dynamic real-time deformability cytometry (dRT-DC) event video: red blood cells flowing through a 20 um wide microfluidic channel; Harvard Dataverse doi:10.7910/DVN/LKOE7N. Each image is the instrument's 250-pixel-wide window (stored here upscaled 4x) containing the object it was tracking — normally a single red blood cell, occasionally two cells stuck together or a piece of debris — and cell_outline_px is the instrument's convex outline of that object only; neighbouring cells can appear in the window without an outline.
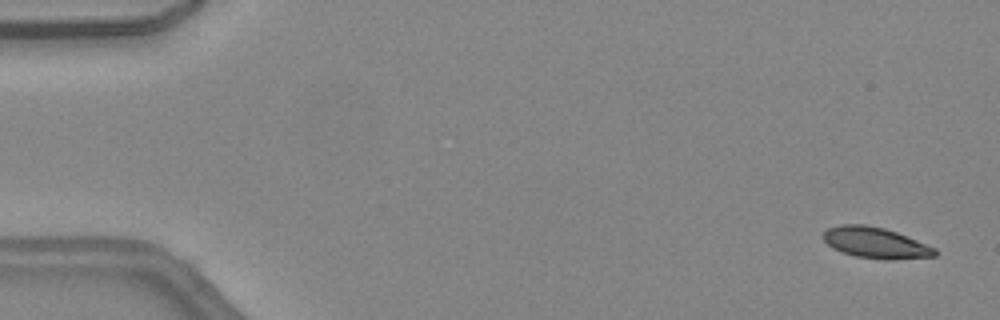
{"species": "common noctule bat (a hibernating species)", "species_latin": "Nyctalus noctula", "temperature_condition": "warm", "stored_images_in_passage": 46, "camera_frame_rate_fps": 3000, "um_per_image_px": 0.085, "animal": {"sex": "female", "body_mass_g": 24.6, "forearm_length_mm": 56.2}, "frame": {"image": 1, "passage_image": 2, "time_ms": 0.333, "image_size_px": [1000, 320], "cell_outline_px": [[936, 256], [892, 260], [884, 260], [856, 256], [832, 248], [820, 236], [828, 228], [840, 224], [864, 224], [884, 228], [896, 232], [936, 248]], "centroid_in_image_um": [74.4, 20.63], "position_along_channel_um": 10.6, "area_um2": 20.11}}
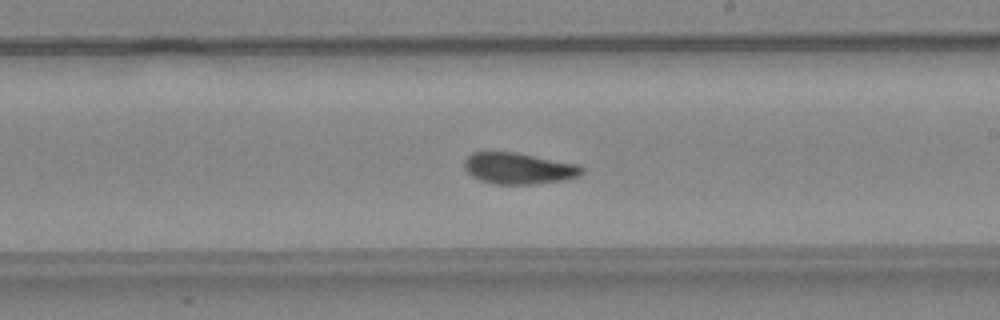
{"frame": {"image": 2, "passage_image": 27, "time_ms": 8.667, "image_size_px": [1000, 320], "cell_outline_px": [[584, 172], [580, 176], [564, 180], [532, 184], [496, 184], [480, 180], [472, 176], [464, 168], [464, 160], [472, 152], [516, 152], [580, 164], [584, 168]], "centroid_in_image_um": [44.12, 14.31], "position_along_channel_um": 244.9, "area_um2": 21.62}}
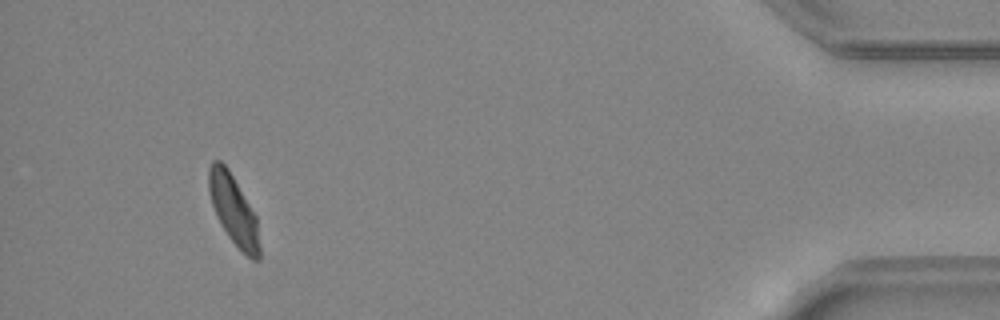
{"frame": {"image": 3, "passage_image": 43, "time_ms": 14.0, "image_size_px": [1000, 320], "cell_outline_px": [[260, 260], [252, 260], [228, 236], [220, 224], [216, 216], [208, 192], [208, 168], [212, 160], [220, 160], [228, 168], [256, 216], [260, 244]], "centroid_in_image_um": [19.83, 17.83], "position_along_channel_um": 415.4, "area_um2": 20.52}, "authors_computed_cell_mechanics": {"area_um2": 21.1259, "velocity_mm_per_s": 4.4927, "shape_relaxation_time_tau1_ms": 4.4649, "shape_relaxation_time_tau2_ms": 2.0937, "deformation_change_tau1": 0.1537, "deformation_change_tau2": 0.0762}}